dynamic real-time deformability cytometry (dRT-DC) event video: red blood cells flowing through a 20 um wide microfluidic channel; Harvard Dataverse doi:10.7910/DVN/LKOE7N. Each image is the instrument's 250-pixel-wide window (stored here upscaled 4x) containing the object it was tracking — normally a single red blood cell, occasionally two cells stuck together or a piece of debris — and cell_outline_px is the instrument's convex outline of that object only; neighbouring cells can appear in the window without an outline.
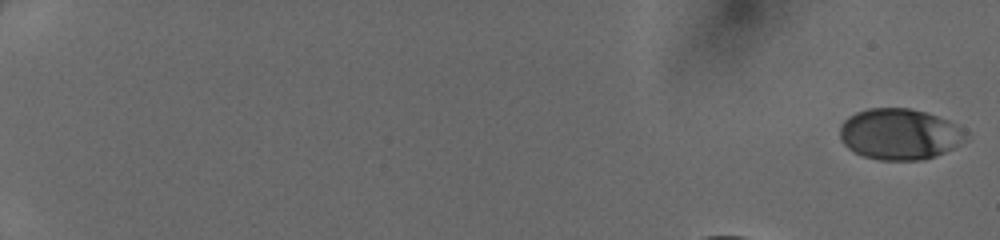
{"species": "human", "species_latin": "Homo sapiens", "temperature_condition": "cold", "stored_images_in_passage": 41, "camera_frame_rate_fps": 3000, "um_per_image_px": 0.085, "donor": {"sex": "female"}, "frame": {"image": 1, "passage_image": 1, "time_ms": 0.0, "image_size_px": [1000, 240], "cell_outline_px": [[968, 140], [936, 156], [924, 160], [880, 160], [864, 156], [848, 148], [840, 140], [840, 124], [848, 116], [856, 112], [868, 108], [908, 108], [924, 112], [948, 120], [968, 132]], "centroid_in_image_um": [76.47, 11.4], "position_along_channel_um": 8.5, "area_um2": 37.63}}
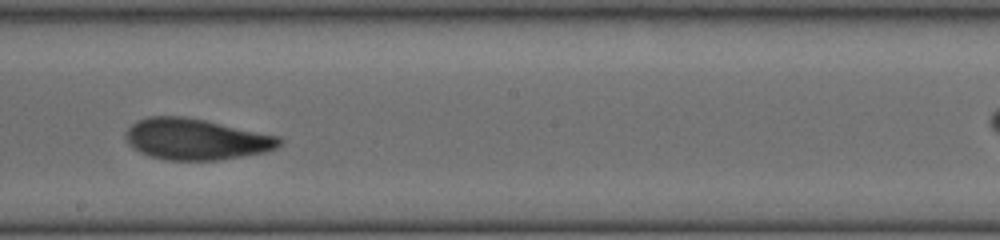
{"frame": {"image": 2, "passage_image": 27, "time_ms": 8.667, "image_size_px": [1000, 240], "cell_outline_px": [[284, 144], [276, 148], [264, 152], [220, 160], [164, 160], [140, 152], [132, 148], [128, 144], [124, 136], [124, 132], [136, 120], [148, 116], [184, 116], [204, 120], [280, 136], [284, 140]], "centroid_in_image_um": [16.65, 11.83], "position_along_channel_um": 231.5, "area_um2": 37.11}}
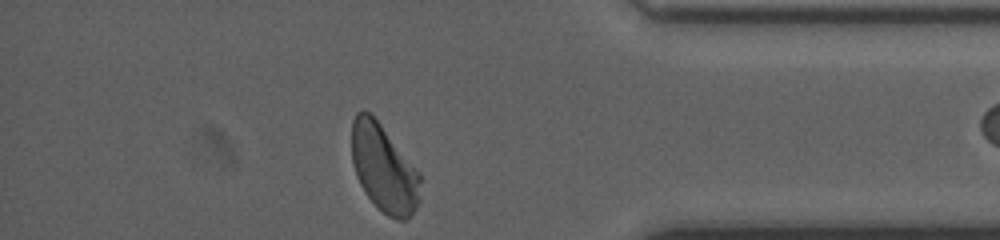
{"frame": {"image": 3, "passage_image": 40, "time_ms": 13.0, "image_size_px": [1000, 240], "cell_outline_px": [[420, 200], [416, 208], [404, 220], [396, 220], [388, 216], [364, 192], [356, 176], [352, 160], [352, 120], [356, 112], [372, 112], [420, 172]], "centroid_in_image_um": [32.63, 14.27], "position_along_channel_um": 402.6, "area_um2": 35.08}}